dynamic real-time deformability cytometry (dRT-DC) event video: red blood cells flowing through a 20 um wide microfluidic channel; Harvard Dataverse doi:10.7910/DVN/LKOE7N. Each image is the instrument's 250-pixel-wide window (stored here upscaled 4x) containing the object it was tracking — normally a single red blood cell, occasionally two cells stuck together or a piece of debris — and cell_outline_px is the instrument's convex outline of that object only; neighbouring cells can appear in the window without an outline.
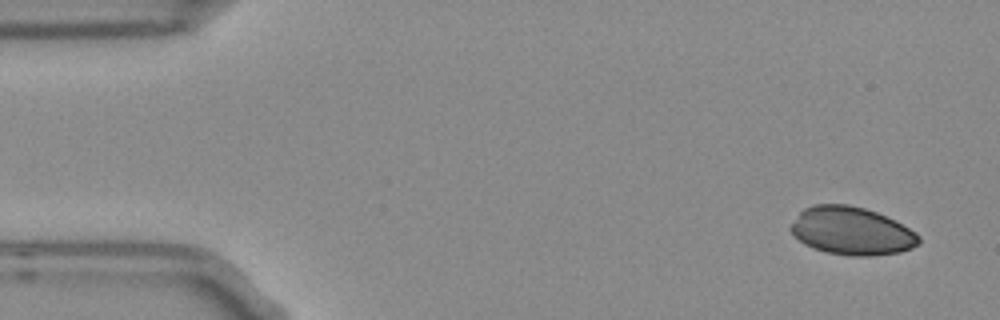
{"species": "Egyptian fruit bat (a non-hibernating species)", "species_latin": "Rousettus aegyptiacus", "temperature_condition": "room temperature", "stored_images_in_passage": 4, "camera_frame_rate_fps": 3000, "um_per_image_px": 0.085, "frame": {"image": 1, "passage_image": 1, "time_ms": 0.0, "image_size_px": [1000, 320], "cell_outline_px": [[920, 244], [912, 248], [900, 252], [868, 256], [852, 256], [828, 252], [804, 244], [792, 232], [792, 224], [800, 212], [804, 208], [812, 204], [848, 204], [864, 208], [876, 212], [916, 232], [920, 236]], "centroid_in_image_um": [72.41, 19.63], "position_along_channel_um": 12.6, "area_um2": 35.32}}